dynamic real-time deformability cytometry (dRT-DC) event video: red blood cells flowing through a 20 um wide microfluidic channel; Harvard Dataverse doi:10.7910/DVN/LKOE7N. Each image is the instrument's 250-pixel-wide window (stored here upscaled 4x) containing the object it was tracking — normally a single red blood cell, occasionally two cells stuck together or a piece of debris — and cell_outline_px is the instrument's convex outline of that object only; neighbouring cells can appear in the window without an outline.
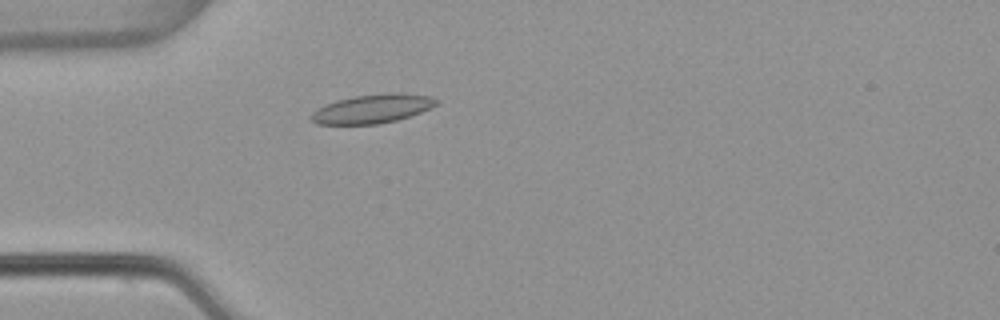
{"species": "common noctule bat (a hibernating species)", "species_latin": "Nyctalus noctula", "temperature_condition": "warm", "stored_images_in_passage": 44, "camera_frame_rate_fps": 3000, "um_per_image_px": 0.085, "animal": {"sex": "female", "body_mass_g": 22.7, "forearm_length_mm": 54.2}, "frame": {"image": 1, "passage_image": 14, "time_ms": 4.333, "image_size_px": [1000, 320], "cell_outline_px": [[440, 100], [436, 104], [420, 112], [396, 120], [380, 124], [316, 124], [308, 116], [316, 108], [324, 104], [336, 100], [352, 96], [388, 92], [400, 92], [432, 96]], "centroid_in_image_um": [31.62, 9.22], "position_along_channel_um": 53.4, "area_um2": 21.33}}
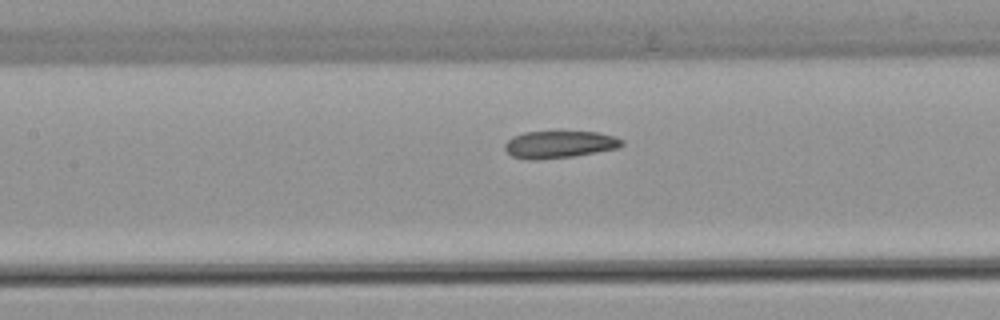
{"frame": {"image": 2, "passage_image": 23, "time_ms": 7.333, "image_size_px": [1000, 320], "cell_outline_px": [[624, 144], [620, 148], [576, 156], [536, 160], [524, 160], [512, 156], [504, 148], [504, 144], [512, 136], [524, 132], [596, 132], [616, 136], [624, 140]], "centroid_in_image_um": [47.57, 12.29], "position_along_channel_um": 159.8, "area_um2": 18.84}}
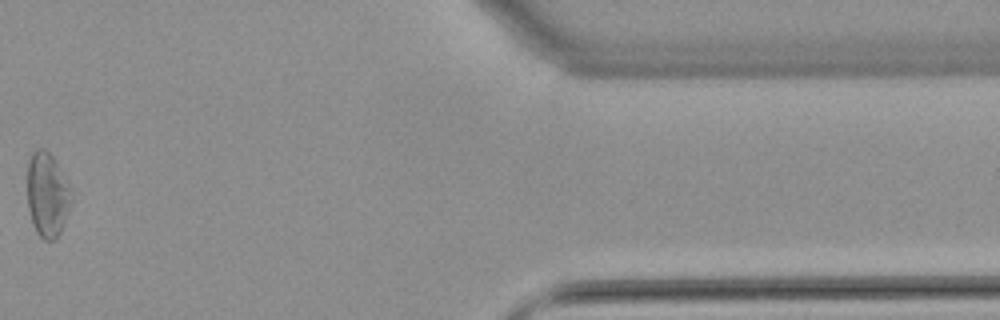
{"frame": {"image": 3, "passage_image": 41, "time_ms": 13.333, "image_size_px": [1000, 320], "cell_outline_px": [[72, 196], [68, 212], [60, 232], [56, 240], [44, 240], [36, 232], [32, 224], [28, 208], [28, 160], [32, 152], [36, 148], [44, 148], [56, 160], [68, 184]], "centroid_in_image_um": [4.01, 16.55], "position_along_channel_um": 407.4, "area_um2": 21.68}, "authors_computed_cell_mechanics": {"area_um2": 19.6231, "velocity_mm_per_s": 3.8119, "shape_relaxation_time_tau1_ms": null, "shape_relaxation_time_tau2_ms": 2.3433, "deformation_change_tau1": null, "deformation_change_tau2": 0.0739}}